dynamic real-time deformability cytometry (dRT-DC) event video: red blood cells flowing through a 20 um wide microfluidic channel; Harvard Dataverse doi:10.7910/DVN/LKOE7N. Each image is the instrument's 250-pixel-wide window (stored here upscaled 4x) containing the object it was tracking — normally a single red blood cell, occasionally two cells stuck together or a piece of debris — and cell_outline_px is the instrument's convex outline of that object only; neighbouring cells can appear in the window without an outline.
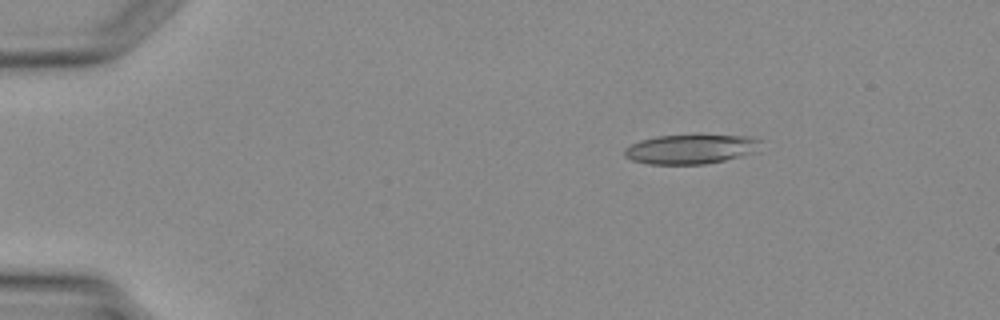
{"species": "Egyptian fruit bat (a non-hibernating species)", "species_latin": "Rousettus aegyptiacus", "temperature_condition": "warm", "stored_images_in_passage": 4, "segment_of_instrument_passage": [1, 2], "camera_frame_rate_fps": 3000, "um_per_image_px": 0.085, "animal": {"sex": "female"}, "frame": {"image": 1, "passage_image": 1, "time_ms": 0.0, "image_size_px": [1000, 320], "cell_outline_px": [[764, 140], [760, 152], [724, 160], [704, 164], [648, 164], [632, 160], [624, 156], [624, 148], [640, 140], [656, 136], [748, 136]], "centroid_in_image_um": [58.78, 12.68], "position_along_channel_um": 26.2, "area_um2": 23.47}}
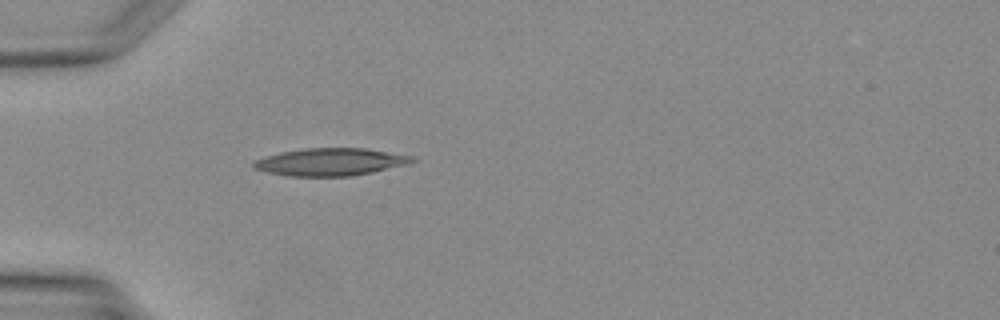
{"frame": {"image": 2, "passage_image": 3, "time_ms": 2.0, "image_size_px": [1000, 320], "cell_outline_px": [[416, 160], [404, 164], [372, 172], [352, 176], [288, 176], [268, 172], [252, 168], [252, 164], [256, 160], [264, 156], [280, 152], [304, 148], [364, 148], [412, 156]], "centroid_in_image_um": [28.01, 13.76], "position_along_channel_um": 57.0, "area_um2": 25.14}}